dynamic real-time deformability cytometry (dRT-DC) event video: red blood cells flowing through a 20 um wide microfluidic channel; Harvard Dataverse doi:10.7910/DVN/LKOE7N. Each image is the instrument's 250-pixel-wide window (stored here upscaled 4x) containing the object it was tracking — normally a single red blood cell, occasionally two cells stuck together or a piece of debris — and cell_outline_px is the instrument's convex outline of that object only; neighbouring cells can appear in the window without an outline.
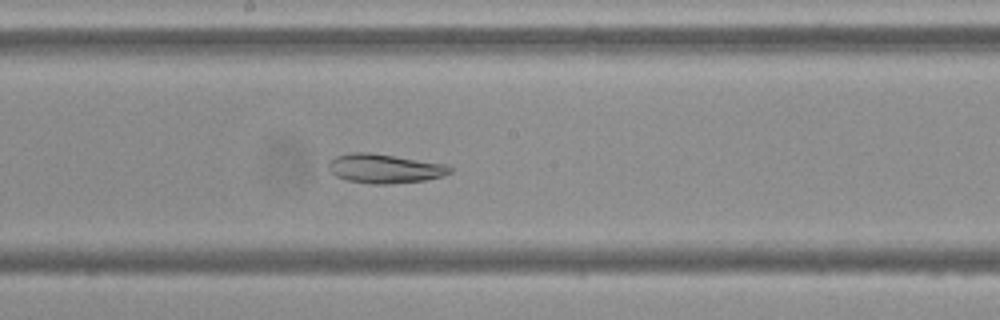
{"species": "Egyptian fruit bat (a non-hibernating species)", "species_latin": "Rousettus aegyptiacus", "temperature_condition": "cold", "stored_images_in_passage": 55, "camera_frame_rate_fps": 3000, "um_per_image_px": 0.085, "frame": {"image": 1, "passage_image": 29, "time_ms": 9.333, "image_size_px": [1000, 320], "cell_outline_px": [[452, 172], [444, 176], [424, 180], [388, 184], [372, 184], [348, 180], [336, 176], [328, 168], [328, 160], [336, 156], [352, 152], [368, 152], [448, 164], [452, 168]], "centroid_in_image_um": [32.71, 14.32], "position_along_channel_um": 215.5, "area_um2": 20.69}}
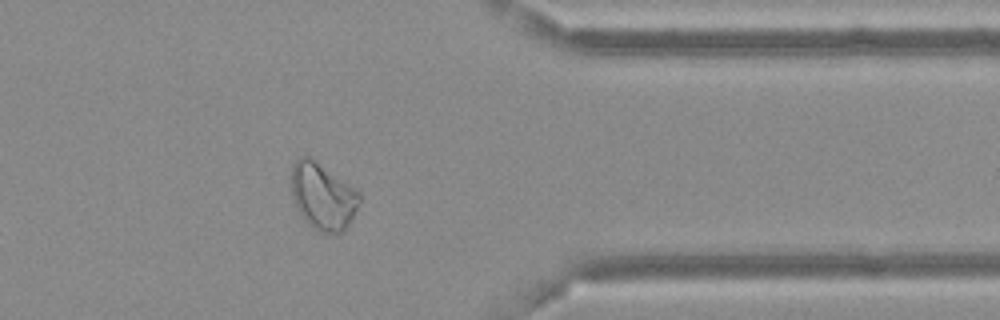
{"frame": {"image": 2, "passage_image": 44, "time_ms": 14.333, "image_size_px": [1000, 320], "cell_outline_px": [[360, 200], [348, 224], [336, 236], [320, 232], [312, 228], [304, 220], [296, 208], [292, 196], [292, 164], [300, 156], [312, 156], [360, 192]], "centroid_in_image_um": [27.41, 16.67], "position_along_channel_um": 384.0, "area_um2": 26.7}}
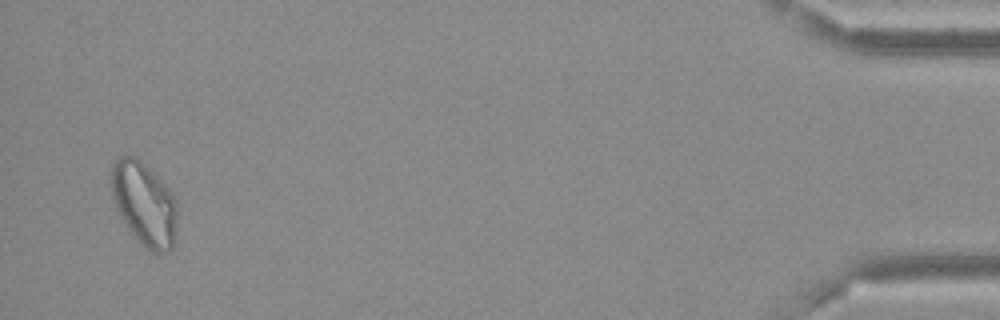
{"frame": {"image": 3, "passage_image": 53, "time_ms": 17.333, "image_size_px": [1000, 320], "cell_outline_px": [[176, 240], [172, 248], [168, 252], [160, 256], [152, 252], [124, 224], [112, 200], [112, 164], [120, 156], [136, 156], [168, 188], [176, 200]], "centroid_in_image_um": [12.27, 17.36], "position_along_channel_um": 422.9, "area_um2": 31.91}, "authors_computed_cell_mechanics": {"area_um2": 27.8018, "velocity_mm_per_s": 3.6289, "shape_relaxation_time_tau1_ms": null, "shape_relaxation_time_tau2_ms": 3.5457, "deformation_change_tau1": null, "deformation_change_tau2": 0.0811}}